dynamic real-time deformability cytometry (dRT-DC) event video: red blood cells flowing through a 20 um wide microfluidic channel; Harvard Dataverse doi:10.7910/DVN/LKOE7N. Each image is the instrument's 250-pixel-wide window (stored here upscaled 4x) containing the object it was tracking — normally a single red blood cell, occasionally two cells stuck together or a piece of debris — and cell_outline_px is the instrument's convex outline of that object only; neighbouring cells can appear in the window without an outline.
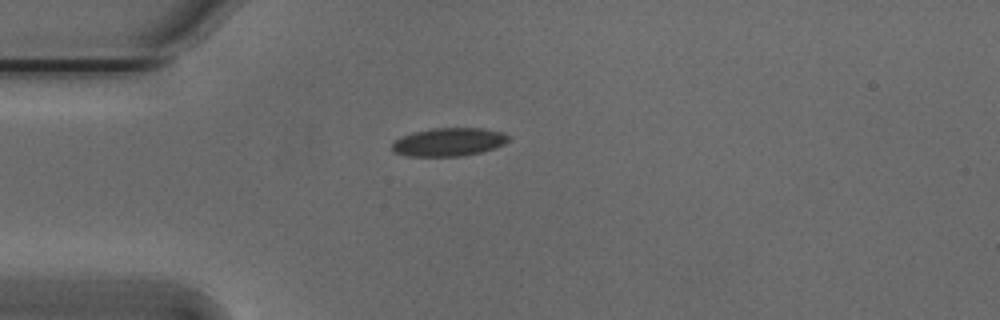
{"species": "Egyptian fruit bat (a non-hibernating species)", "species_latin": "Rousettus aegyptiacus", "temperature_condition": "cold", "stored_images_in_passage": 3, "camera_frame_rate_fps": 3000, "um_per_image_px": 0.085, "animal": {"sex": "male"}, "frame": {"image": 1, "passage_image": 1, "time_ms": 0.0, "image_size_px": [1000, 320], "cell_outline_px": [[508, 140], [504, 144], [480, 152], [460, 156], [408, 156], [392, 152], [392, 144], [400, 136], [412, 132], [432, 128], [484, 128], [500, 132], [508, 136]], "centroid_in_image_um": [38.08, 12.06], "position_along_channel_um": 46.9, "area_um2": 19.07}}